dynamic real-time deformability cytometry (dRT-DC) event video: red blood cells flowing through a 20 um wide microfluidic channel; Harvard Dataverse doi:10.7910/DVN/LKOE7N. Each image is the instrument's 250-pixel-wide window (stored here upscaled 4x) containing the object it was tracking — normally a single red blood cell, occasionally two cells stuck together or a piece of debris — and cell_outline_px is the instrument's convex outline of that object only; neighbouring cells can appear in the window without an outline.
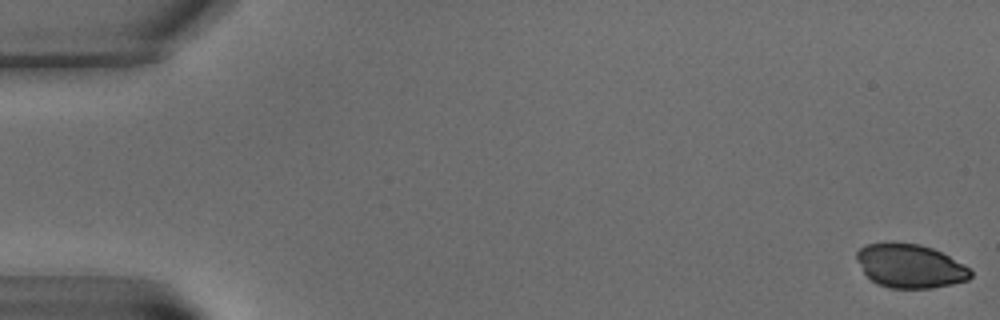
{"species": "common noctule bat (a hibernating species)", "species_latin": "Nyctalus noctula", "temperature_condition": "warm", "stored_images_in_passage": 8, "camera_frame_rate_fps": 3000, "um_per_image_px": 0.085, "animal": {"sex": "male", "body_mass_g": 15.6}, "frame": {"image": 1, "passage_image": 1, "time_ms": 0.0, "image_size_px": [1000, 320], "cell_outline_px": [[972, 276], [968, 280], [952, 284], [932, 288], [892, 288], [876, 284], [864, 272], [856, 260], [856, 252], [864, 244], [884, 240], [892, 240], [920, 244], [932, 248], [964, 264], [972, 272]], "centroid_in_image_um": [77.31, 22.57], "position_along_channel_um": 7.7, "area_um2": 29.59}}